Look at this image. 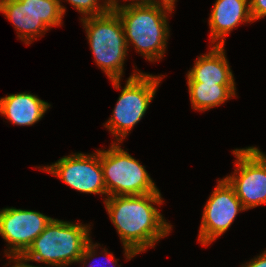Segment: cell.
<instances>
[{
  "label": "cell",
  "mask_w": 266,
  "mask_h": 267,
  "mask_svg": "<svg viewBox=\"0 0 266 267\" xmlns=\"http://www.w3.org/2000/svg\"><path fill=\"white\" fill-rule=\"evenodd\" d=\"M53 218L27 209H0V235L7 243L4 255L21 257Z\"/></svg>",
  "instance_id": "8fae6325"
},
{
  "label": "cell",
  "mask_w": 266,
  "mask_h": 267,
  "mask_svg": "<svg viewBox=\"0 0 266 267\" xmlns=\"http://www.w3.org/2000/svg\"><path fill=\"white\" fill-rule=\"evenodd\" d=\"M241 211L247 210L236 196L234 188L225 178L218 179L202 211L197 239L199 243L207 247L223 236Z\"/></svg>",
  "instance_id": "30bf717a"
},
{
  "label": "cell",
  "mask_w": 266,
  "mask_h": 267,
  "mask_svg": "<svg viewBox=\"0 0 266 267\" xmlns=\"http://www.w3.org/2000/svg\"><path fill=\"white\" fill-rule=\"evenodd\" d=\"M99 246L102 247L100 245V243H93L92 239L86 244V246H85V248L83 250V253H82V255H81V257H80V259L78 261V263L81 264V267H86L85 266L86 263H87V267H94L95 266V264H90V263L88 264V262H90L91 260H93L95 257L98 256V254H97L98 251L97 250H98ZM102 249L103 250H101V252L99 254L103 255V253H104L105 256L103 255V257L106 259L107 262L108 261L111 262L110 266L113 265L111 267H121V265H118V263H117L119 259H115L113 253L108 252V249H106L105 247L102 248ZM100 264L102 265V267L103 266L105 267L104 261L102 263H100ZM106 266H107V264H106ZM95 267H97V266H95Z\"/></svg>",
  "instance_id": "e0dca14e"
},
{
  "label": "cell",
  "mask_w": 266,
  "mask_h": 267,
  "mask_svg": "<svg viewBox=\"0 0 266 267\" xmlns=\"http://www.w3.org/2000/svg\"><path fill=\"white\" fill-rule=\"evenodd\" d=\"M242 267H266V250L262 251L260 255L252 258L250 261L241 265Z\"/></svg>",
  "instance_id": "d6986e66"
},
{
  "label": "cell",
  "mask_w": 266,
  "mask_h": 267,
  "mask_svg": "<svg viewBox=\"0 0 266 267\" xmlns=\"http://www.w3.org/2000/svg\"><path fill=\"white\" fill-rule=\"evenodd\" d=\"M235 172L224 177L246 210L266 205V154L258 147L232 150Z\"/></svg>",
  "instance_id": "ba28073f"
},
{
  "label": "cell",
  "mask_w": 266,
  "mask_h": 267,
  "mask_svg": "<svg viewBox=\"0 0 266 267\" xmlns=\"http://www.w3.org/2000/svg\"><path fill=\"white\" fill-rule=\"evenodd\" d=\"M60 1V7L63 15L66 13V7ZM74 9L81 14V18L89 16H99L112 9L111 0H66ZM100 2V3H99Z\"/></svg>",
  "instance_id": "2e32d148"
},
{
  "label": "cell",
  "mask_w": 266,
  "mask_h": 267,
  "mask_svg": "<svg viewBox=\"0 0 266 267\" xmlns=\"http://www.w3.org/2000/svg\"><path fill=\"white\" fill-rule=\"evenodd\" d=\"M128 4H161V3H176L177 0H123Z\"/></svg>",
  "instance_id": "ffe728a7"
},
{
  "label": "cell",
  "mask_w": 266,
  "mask_h": 267,
  "mask_svg": "<svg viewBox=\"0 0 266 267\" xmlns=\"http://www.w3.org/2000/svg\"><path fill=\"white\" fill-rule=\"evenodd\" d=\"M161 192L110 196L105 199V209L116 228L126 260L145 253L148 248L167 237L173 230L160 210L155 207L163 202Z\"/></svg>",
  "instance_id": "6da1fadb"
},
{
  "label": "cell",
  "mask_w": 266,
  "mask_h": 267,
  "mask_svg": "<svg viewBox=\"0 0 266 267\" xmlns=\"http://www.w3.org/2000/svg\"><path fill=\"white\" fill-rule=\"evenodd\" d=\"M36 168L60 178L66 185L80 193L103 195V201L107 198L100 149L89 154L72 152L50 165Z\"/></svg>",
  "instance_id": "9c48e42d"
},
{
  "label": "cell",
  "mask_w": 266,
  "mask_h": 267,
  "mask_svg": "<svg viewBox=\"0 0 266 267\" xmlns=\"http://www.w3.org/2000/svg\"><path fill=\"white\" fill-rule=\"evenodd\" d=\"M120 145V142H112L107 150L100 148L107 197L160 192L145 166Z\"/></svg>",
  "instance_id": "8992f818"
},
{
  "label": "cell",
  "mask_w": 266,
  "mask_h": 267,
  "mask_svg": "<svg viewBox=\"0 0 266 267\" xmlns=\"http://www.w3.org/2000/svg\"><path fill=\"white\" fill-rule=\"evenodd\" d=\"M163 75H152L143 73L141 70L133 73L125 81V86L114 106L111 117L105 122L104 127L108 129L115 141L122 143L130 131L145 116L152 100L158 90Z\"/></svg>",
  "instance_id": "5b68a950"
},
{
  "label": "cell",
  "mask_w": 266,
  "mask_h": 267,
  "mask_svg": "<svg viewBox=\"0 0 266 267\" xmlns=\"http://www.w3.org/2000/svg\"><path fill=\"white\" fill-rule=\"evenodd\" d=\"M193 110L205 112L216 108L236 96V84L187 82Z\"/></svg>",
  "instance_id": "9a60e30c"
},
{
  "label": "cell",
  "mask_w": 266,
  "mask_h": 267,
  "mask_svg": "<svg viewBox=\"0 0 266 267\" xmlns=\"http://www.w3.org/2000/svg\"><path fill=\"white\" fill-rule=\"evenodd\" d=\"M242 23H254L249 0H216L208 19L210 45L224 46L228 34Z\"/></svg>",
  "instance_id": "7c38bea8"
},
{
  "label": "cell",
  "mask_w": 266,
  "mask_h": 267,
  "mask_svg": "<svg viewBox=\"0 0 266 267\" xmlns=\"http://www.w3.org/2000/svg\"><path fill=\"white\" fill-rule=\"evenodd\" d=\"M253 22L266 17V0H249Z\"/></svg>",
  "instance_id": "ac0fdd59"
},
{
  "label": "cell",
  "mask_w": 266,
  "mask_h": 267,
  "mask_svg": "<svg viewBox=\"0 0 266 267\" xmlns=\"http://www.w3.org/2000/svg\"><path fill=\"white\" fill-rule=\"evenodd\" d=\"M0 13L12 23L25 45L62 26L64 17L59 0H0Z\"/></svg>",
  "instance_id": "52a82bcc"
},
{
  "label": "cell",
  "mask_w": 266,
  "mask_h": 267,
  "mask_svg": "<svg viewBox=\"0 0 266 267\" xmlns=\"http://www.w3.org/2000/svg\"><path fill=\"white\" fill-rule=\"evenodd\" d=\"M67 267V266H65V265H50V264H47V266H44V267ZM32 267H43V266H35V265H33L32 264Z\"/></svg>",
  "instance_id": "7402d4cb"
},
{
  "label": "cell",
  "mask_w": 266,
  "mask_h": 267,
  "mask_svg": "<svg viewBox=\"0 0 266 267\" xmlns=\"http://www.w3.org/2000/svg\"><path fill=\"white\" fill-rule=\"evenodd\" d=\"M111 0L112 9L118 14L124 27L128 46L151 63L160 61L167 48L170 36L169 14L176 3L125 4Z\"/></svg>",
  "instance_id": "7a4b0ae2"
},
{
  "label": "cell",
  "mask_w": 266,
  "mask_h": 267,
  "mask_svg": "<svg viewBox=\"0 0 266 267\" xmlns=\"http://www.w3.org/2000/svg\"><path fill=\"white\" fill-rule=\"evenodd\" d=\"M80 21L96 65L107 75L113 87L120 90L129 52L121 19L111 9L102 15L85 17Z\"/></svg>",
  "instance_id": "3957f363"
},
{
  "label": "cell",
  "mask_w": 266,
  "mask_h": 267,
  "mask_svg": "<svg viewBox=\"0 0 266 267\" xmlns=\"http://www.w3.org/2000/svg\"><path fill=\"white\" fill-rule=\"evenodd\" d=\"M8 259V265L10 264V267H32L31 264L24 261L21 257H8ZM11 263L13 265H11Z\"/></svg>",
  "instance_id": "44dd1931"
},
{
  "label": "cell",
  "mask_w": 266,
  "mask_h": 267,
  "mask_svg": "<svg viewBox=\"0 0 266 267\" xmlns=\"http://www.w3.org/2000/svg\"><path fill=\"white\" fill-rule=\"evenodd\" d=\"M91 224L52 219L44 231L21 256L26 261L65 265L78 263L91 240Z\"/></svg>",
  "instance_id": "277c9868"
},
{
  "label": "cell",
  "mask_w": 266,
  "mask_h": 267,
  "mask_svg": "<svg viewBox=\"0 0 266 267\" xmlns=\"http://www.w3.org/2000/svg\"><path fill=\"white\" fill-rule=\"evenodd\" d=\"M9 94L0 98V114L18 126H32L39 122L51 107L50 103L30 92Z\"/></svg>",
  "instance_id": "4fadbf2b"
},
{
  "label": "cell",
  "mask_w": 266,
  "mask_h": 267,
  "mask_svg": "<svg viewBox=\"0 0 266 267\" xmlns=\"http://www.w3.org/2000/svg\"><path fill=\"white\" fill-rule=\"evenodd\" d=\"M209 48V52L201 54L187 72V82L236 84L224 46L211 45Z\"/></svg>",
  "instance_id": "5bb4252c"
}]
</instances>
